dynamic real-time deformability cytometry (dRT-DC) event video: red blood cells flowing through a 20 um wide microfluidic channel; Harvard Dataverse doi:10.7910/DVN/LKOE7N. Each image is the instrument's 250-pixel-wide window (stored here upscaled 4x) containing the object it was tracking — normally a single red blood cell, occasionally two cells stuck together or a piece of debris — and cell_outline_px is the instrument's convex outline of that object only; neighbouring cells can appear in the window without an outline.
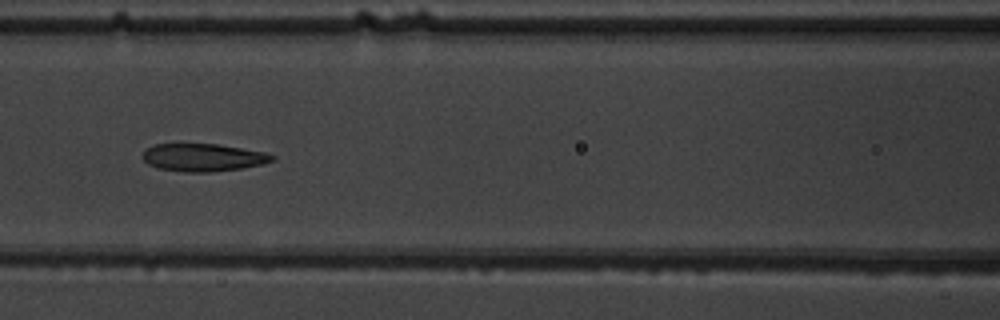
{"species": "common noctule bat (a hibernating species)", "species_latin": "Nyctalus noctula", "temperature_condition": "warm", "stored_images_in_passage": 10, "camera_frame_rate_fps": 3000, "um_per_image_px": 0.085, "animal": {"sex": "male", "body_mass_g": 19.5, "forearm_length_mm": 54.6}, "frame": {"image": 1, "passage_image": 7, "time_ms": 7.667, "image_size_px": [1000, 320], "cell_outline_px": [[276, 160], [264, 164], [244, 168], [212, 172], [184, 172], [160, 168], [148, 164], [144, 160], [144, 152], [152, 144], [216, 144], [264, 152], [276, 156]], "centroid_in_image_um": [17.32, 13.39], "position_along_channel_um": 149.3, "area_um2": 20.87}}
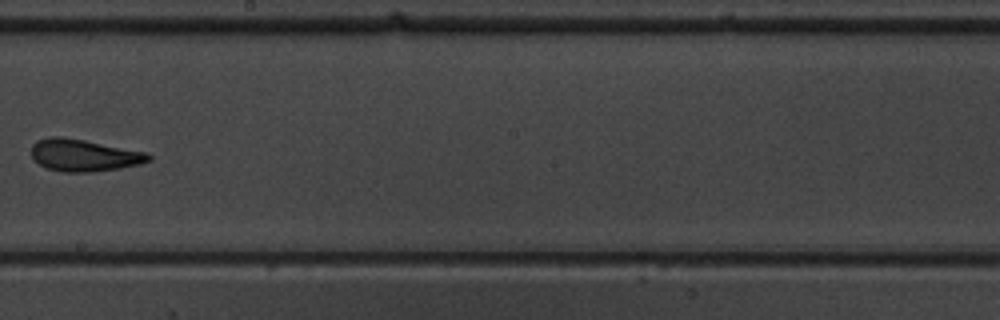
{"frame": {"image": 2, "passage_image": 9, "time_ms": 10.0, "image_size_px": [1000, 320], "cell_outline_px": [[152, 160], [140, 164], [120, 168], [96, 172], [60, 172], [48, 168], [40, 164], [32, 156], [32, 144], [36, 140], [52, 136], [60, 136], [84, 140], [148, 152], [152, 156]], "centroid_in_image_um": [7.17, 13.2], "position_along_channel_um": 241.0, "area_um2": 22.02}}
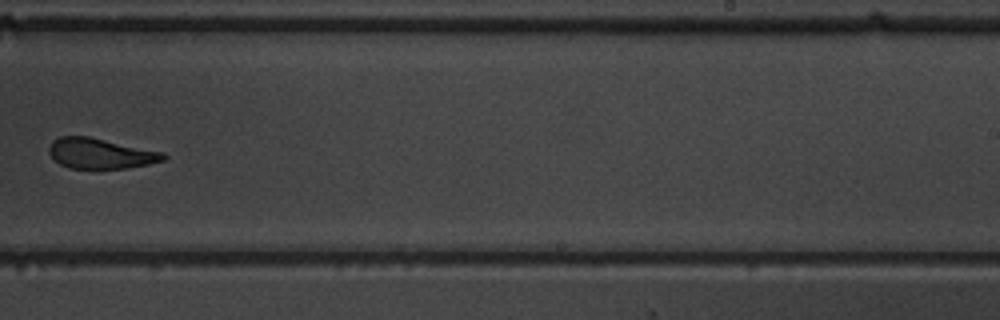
{"frame": {"image": 3, "passage_image": 10, "time_ms": 11.0, "image_size_px": [1000, 320], "cell_outline_px": [[168, 156], [164, 160], [148, 164], [128, 168], [68, 168], [60, 164], [48, 152], [48, 148], [52, 140], [60, 136], [88, 136], [164, 152]], "centroid_in_image_um": [8.54, 13.04], "position_along_channel_um": 280.5, "area_um2": 20.23}}